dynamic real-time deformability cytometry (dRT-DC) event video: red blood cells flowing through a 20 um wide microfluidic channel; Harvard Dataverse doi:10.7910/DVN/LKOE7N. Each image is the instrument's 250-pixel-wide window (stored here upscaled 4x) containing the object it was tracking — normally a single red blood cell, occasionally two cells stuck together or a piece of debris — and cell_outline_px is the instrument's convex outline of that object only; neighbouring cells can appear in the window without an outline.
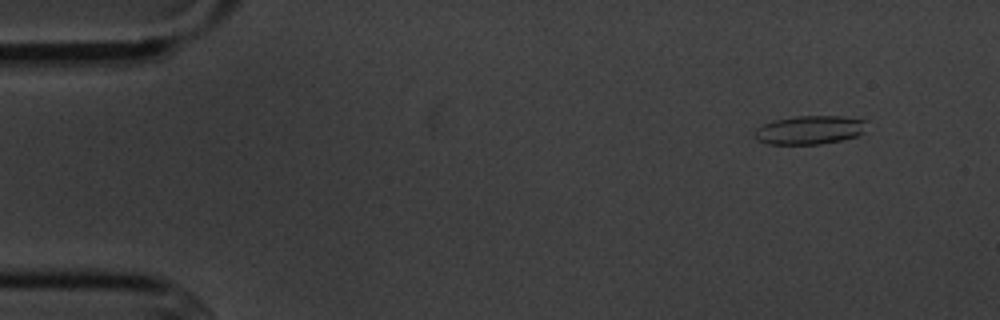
{"species": "common noctule bat (a hibernating species)", "species_latin": "Nyctalus noctula", "temperature_condition": "cold", "stored_images_in_passage": 5, "camera_frame_rate_fps": 3000, "um_per_image_px": 0.085, "animal": {"sex": "male", "body_mass_g": 20.1, "forearm_length_mm": 53.5}, "frame": {"image": 1, "passage_image": 2, "time_ms": 1.0, "image_size_px": [1000, 320], "cell_outline_px": [[864, 132], [856, 136], [840, 140], [820, 144], [768, 144], [756, 140], [756, 128], [764, 124], [776, 120], [796, 116], [844, 116], [864, 120]], "centroid_in_image_um": [68.81, 11.05], "position_along_channel_um": 16.2, "area_um2": 18.44}}